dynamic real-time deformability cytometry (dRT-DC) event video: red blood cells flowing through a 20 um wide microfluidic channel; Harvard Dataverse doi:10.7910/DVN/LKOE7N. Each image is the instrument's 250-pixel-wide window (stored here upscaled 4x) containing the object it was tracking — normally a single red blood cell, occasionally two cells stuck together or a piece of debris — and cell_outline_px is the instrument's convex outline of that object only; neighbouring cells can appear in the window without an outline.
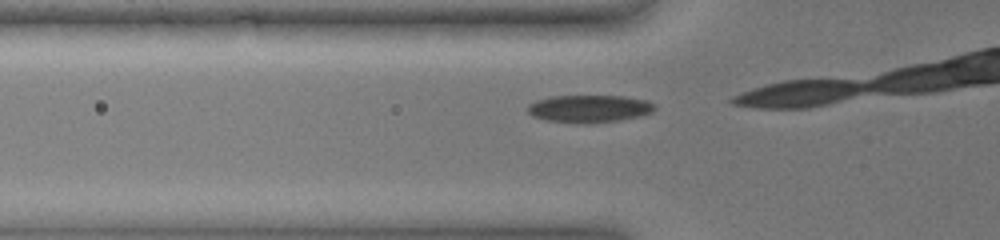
{"species": "common noctule bat (a hibernating species)", "species_latin": "Nyctalus noctula", "temperature_condition": "warm", "stored_images_in_passage": 5, "camera_frame_rate_fps": 3000, "um_per_image_px": 0.085, "animal": {"sex": "female", "body_mass_g": 19.0, "forearm_length_mm": 51.5}, "frame": {"image": 1, "passage_image": 2, "time_ms": 0.333, "image_size_px": [1000, 240], "cell_outline_px": [[656, 108], [652, 112], [636, 116], [616, 120], [548, 120], [532, 116], [528, 112], [528, 104], [536, 100], [552, 96], [624, 96], [648, 100], [656, 104]], "centroid_in_image_um": [50.11, 9.17], "position_along_channel_um": 75.7, "area_um2": 19.25}}